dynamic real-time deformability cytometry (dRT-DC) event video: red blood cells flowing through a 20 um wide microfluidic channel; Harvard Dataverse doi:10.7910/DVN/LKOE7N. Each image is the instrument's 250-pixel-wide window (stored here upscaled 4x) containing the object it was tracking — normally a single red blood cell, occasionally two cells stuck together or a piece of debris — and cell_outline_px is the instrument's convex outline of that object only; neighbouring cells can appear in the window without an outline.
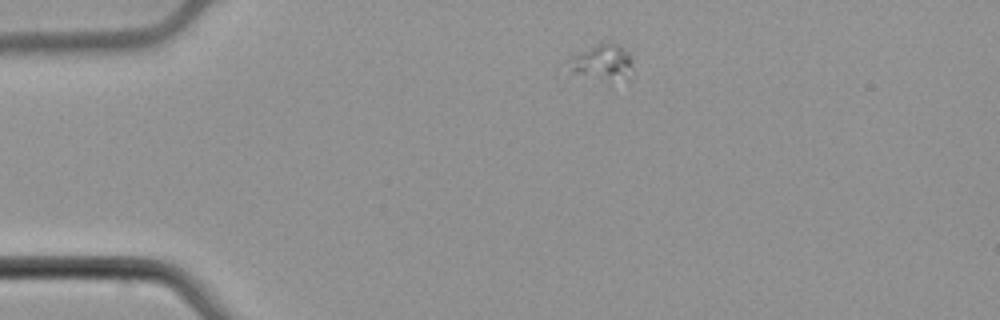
{"species": "common noctule bat (a hibernating species)", "species_latin": "Nyctalus noctula", "temperature_condition": "cold", "stored_images_in_passage": 3, "camera_frame_rate_fps": 3000, "um_per_image_px": 0.085, "animal": {"sex": "male", "body_mass_g": 21.5, "forearm_length_mm": 52.0}, "frame": {"image": 1, "passage_image": 1, "time_ms": 0.0, "image_size_px": [1000, 320], "cell_outline_px": [[632, 68], [608, 76], [572, 72], [564, 60], [600, 40], [612, 40], [620, 44], [632, 56]], "centroid_in_image_um": [51.08, 5.04], "position_along_channel_um": 33.9, "area_um2": 12.31}}
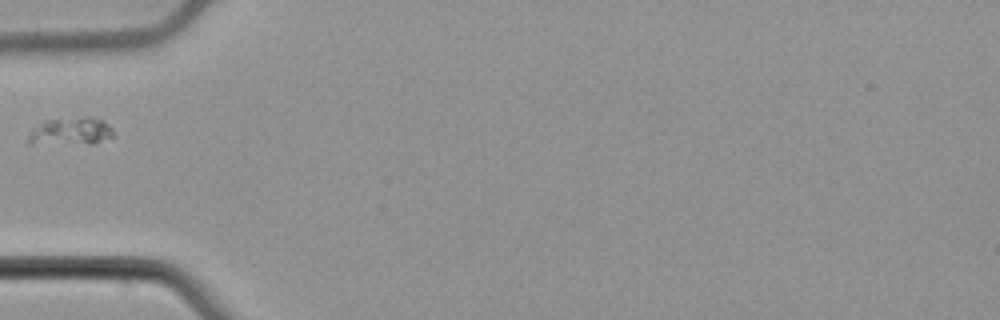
{"frame": {"image": 2, "passage_image": 3, "time_ms": 0.667, "image_size_px": [1000, 320], "cell_outline_px": [[112, 136], [96, 144], [28, 144], [28, 136], [44, 120], [88, 116], [92, 116], [108, 124], [112, 128]], "centroid_in_image_um": [6.03, 11.18], "position_along_channel_um": 79.0, "area_um2": 13.76}}